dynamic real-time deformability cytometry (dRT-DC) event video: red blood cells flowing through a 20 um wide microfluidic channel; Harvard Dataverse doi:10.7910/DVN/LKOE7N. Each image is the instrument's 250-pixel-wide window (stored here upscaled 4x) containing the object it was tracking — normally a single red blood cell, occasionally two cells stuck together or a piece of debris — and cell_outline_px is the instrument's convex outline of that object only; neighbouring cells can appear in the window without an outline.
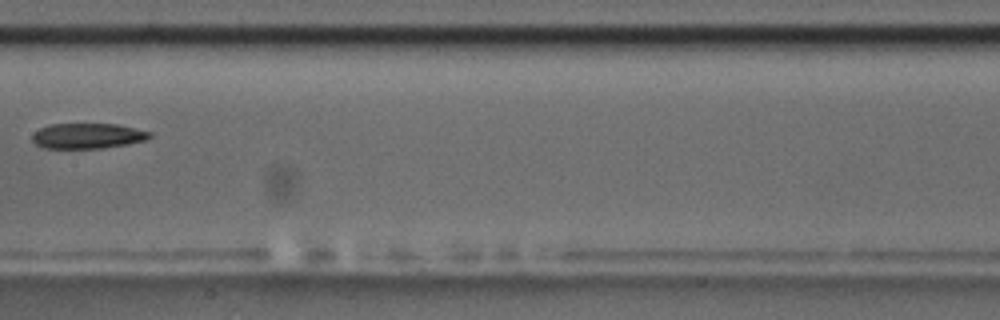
{"species": "common noctule bat (a hibernating species)", "species_latin": "Nyctalus noctula", "temperature_condition": "room temperature", "stored_images_in_passage": 5, "camera_frame_rate_fps": 3000, "um_per_image_px": 0.085, "animal": {"sex": "male", "body_mass_g": 17.5, "forearm_length_mm": 52.3}, "frame": {"image": 1, "passage_image": 4, "time_ms": 3.667, "image_size_px": [1000, 320], "cell_outline_px": [[152, 136], [144, 140], [128, 144], [104, 148], [44, 148], [36, 144], [32, 140], [32, 136], [40, 128], [48, 124], [120, 124], [152, 132]], "centroid_in_image_um": [7.47, 11.54], "position_along_channel_um": 199.9, "area_um2": 17.4}}
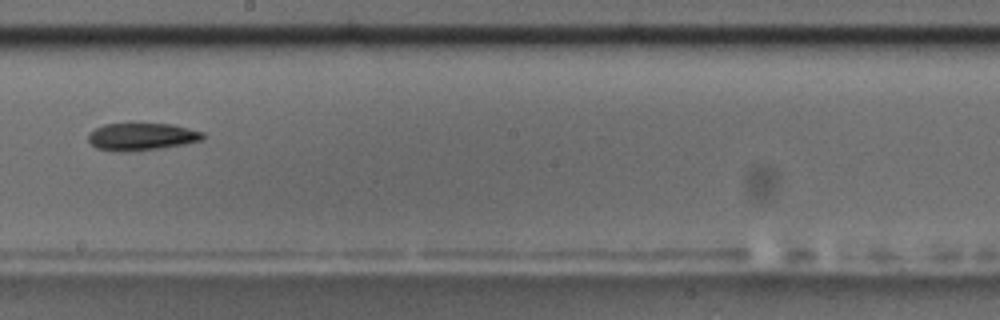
{"frame": {"image": 2, "passage_image": 5, "time_ms": 4.667, "image_size_px": [1000, 320], "cell_outline_px": [[204, 140], [184, 144], [160, 148], [128, 152], [120, 152], [96, 148], [88, 140], [88, 132], [104, 124], [172, 124], [204, 132]], "centroid_in_image_um": [12.04, 11.62], "position_along_channel_um": 236.2, "area_um2": 18.32}}